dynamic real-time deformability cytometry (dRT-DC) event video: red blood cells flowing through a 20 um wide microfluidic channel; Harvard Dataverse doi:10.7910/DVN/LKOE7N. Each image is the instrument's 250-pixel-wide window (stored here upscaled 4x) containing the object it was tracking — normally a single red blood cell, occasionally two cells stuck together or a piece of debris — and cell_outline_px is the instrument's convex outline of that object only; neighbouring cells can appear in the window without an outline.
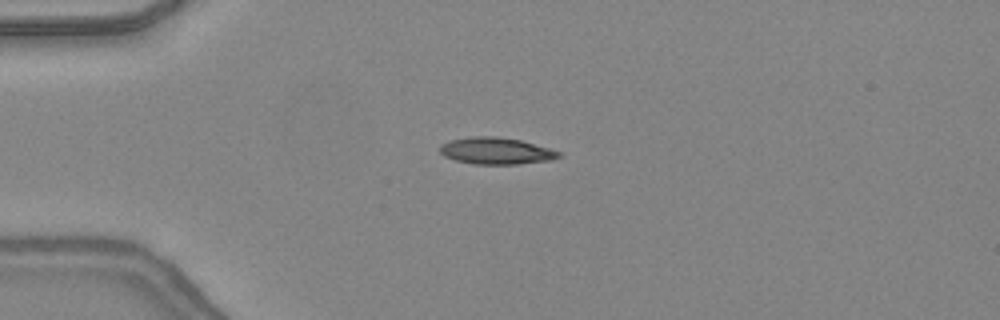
{"species": "common noctule bat (a hibernating species)", "species_latin": "Nyctalus noctula", "temperature_condition": "warm", "stored_images_in_passage": 44, "camera_frame_rate_fps": 3000, "um_per_image_px": 0.085, "animal": {"sex": "female", "body_mass_g": 24.6, "forearm_length_mm": 56.2}, "frame": {"image": 1, "passage_image": 9, "time_ms": 2.667, "image_size_px": [1000, 320], "cell_outline_px": [[564, 152], [560, 156], [552, 160], [516, 164], [476, 164], [456, 160], [444, 156], [440, 152], [440, 144], [452, 140], [472, 136], [496, 136], [520, 140]], "centroid_in_image_um": [42.2, 12.82], "position_along_channel_um": 42.8, "area_um2": 18.5}}
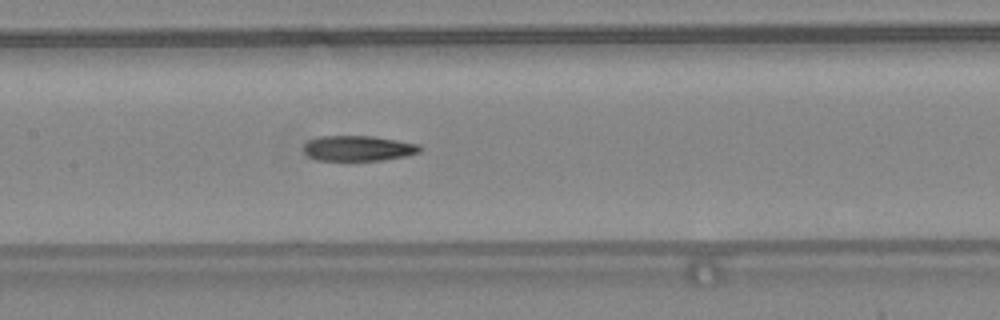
{"frame": {"image": 2, "passage_image": 20, "time_ms": 6.333, "image_size_px": [1000, 320], "cell_outline_px": [[424, 148], [420, 152], [408, 156], [384, 160], [316, 160], [308, 156], [304, 152], [304, 144], [308, 140], [320, 136], [372, 136], [420, 144]], "centroid_in_image_um": [30.49, 12.61], "position_along_channel_um": 176.9, "area_um2": 17.34}}
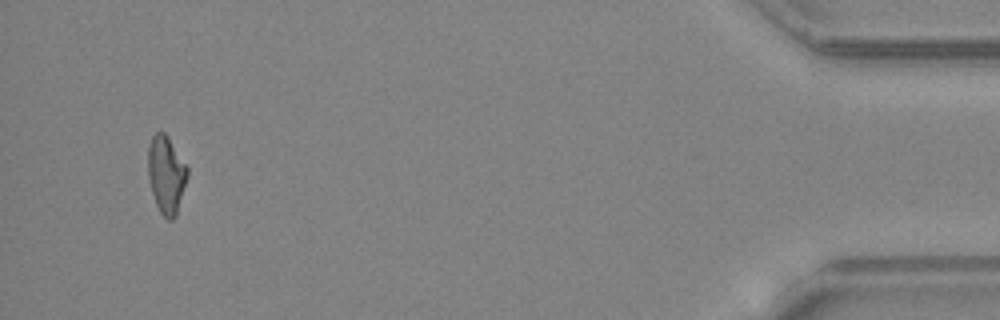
{"frame": {"image": 3, "passage_image": 42, "time_ms": 13.667, "image_size_px": [1000, 320], "cell_outline_px": [[188, 176], [176, 216], [172, 220], [168, 220], [160, 212], [156, 204], [152, 192], [148, 176], [148, 144], [152, 136], [156, 132], [164, 132], [168, 136], [188, 168]], "centroid_in_image_um": [14.13, 14.83], "position_along_channel_um": 421.1, "area_um2": 17.8}, "authors_computed_cell_mechanics": {"area_um2": 17.8024, "velocity_mm_per_s": 4.3969, "shape_relaxation_time_tau1_ms": null, "shape_relaxation_time_tau2_ms": 7.4956, "deformation_change_tau1": null, "deformation_change_tau2": 0.2067}}